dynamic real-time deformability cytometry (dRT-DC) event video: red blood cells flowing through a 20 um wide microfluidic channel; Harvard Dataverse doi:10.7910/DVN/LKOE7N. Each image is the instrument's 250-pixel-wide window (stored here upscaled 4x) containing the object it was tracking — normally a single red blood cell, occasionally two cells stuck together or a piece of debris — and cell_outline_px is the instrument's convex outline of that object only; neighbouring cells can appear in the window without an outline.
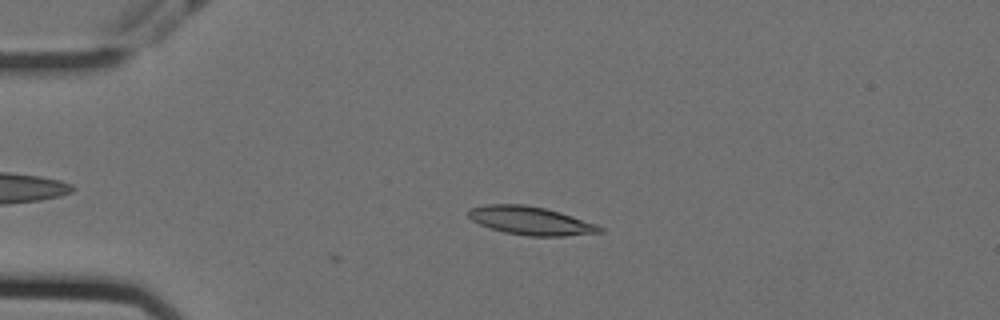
{"species": "Egyptian fruit bat (a non-hibernating species)", "species_latin": "Rousettus aegyptiacus", "temperature_condition": "cold", "stored_images_in_passage": 5, "camera_frame_rate_fps": 3000, "um_per_image_px": 0.085, "animal": {"sex": "female"}, "frame": {"image": 1, "passage_image": 1, "time_ms": 0.0, "image_size_px": [1000, 320], "cell_outline_px": [[604, 232], [564, 236], [528, 236], [504, 232], [488, 228], [472, 220], [468, 216], [468, 208], [488, 204], [524, 204], [544, 208], [560, 212], [596, 224], [604, 228]], "centroid_in_image_um": [45.09, 18.76], "position_along_channel_um": 39.9, "area_um2": 21.73}}
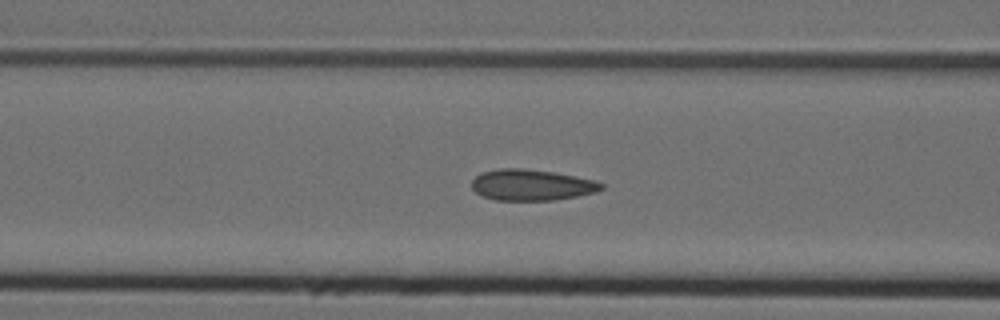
{"frame": {"image": 2, "passage_image": 4, "time_ms": 1.0, "image_size_px": [1000, 320], "cell_outline_px": [[604, 188], [596, 192], [576, 196], [552, 200], [496, 200], [484, 196], [476, 192], [472, 188], [472, 180], [480, 172], [500, 168], [520, 168], [552, 172], [576, 176], [596, 180], [604, 184]], "centroid_in_image_um": [45.19, 15.71], "position_along_channel_um": 121.4, "area_um2": 23.41}}